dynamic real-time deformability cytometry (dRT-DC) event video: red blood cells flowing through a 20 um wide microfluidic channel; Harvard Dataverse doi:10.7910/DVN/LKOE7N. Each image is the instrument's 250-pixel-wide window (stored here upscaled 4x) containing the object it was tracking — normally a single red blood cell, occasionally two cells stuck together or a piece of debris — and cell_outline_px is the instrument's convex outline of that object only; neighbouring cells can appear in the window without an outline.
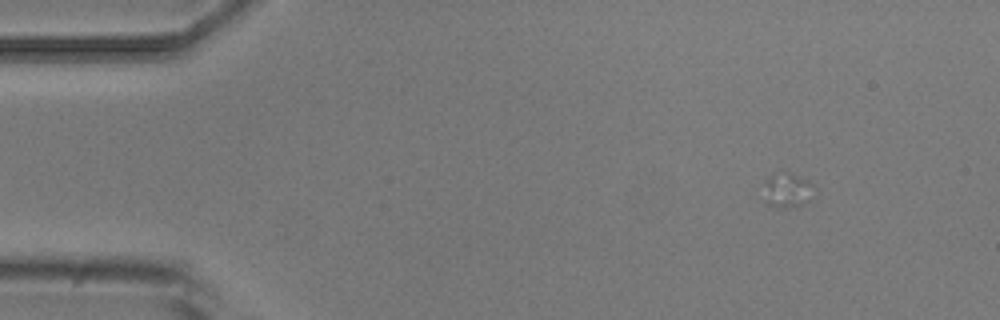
{"species": "common noctule bat (a hibernating species)", "species_latin": "Nyctalus noctula", "temperature_condition": "room temperature", "stored_images_in_passage": 3, "camera_frame_rate_fps": 3000, "um_per_image_px": 0.085, "animal": {"sex": "male", "body_mass_g": 20.5, "forearm_length_mm": 52.5}, "frame": {"image": 1, "passage_image": 2, "time_ms": 1.0, "image_size_px": [1000, 320], "cell_outline_px": [[816, 188], [808, 200], [800, 204], [788, 208], [776, 208], [768, 204], [764, 200], [764, 180], [772, 172], [788, 172], [808, 180]], "centroid_in_image_um": [66.87, 16.15], "position_along_channel_um": 18.1, "area_um2": 10.4}}